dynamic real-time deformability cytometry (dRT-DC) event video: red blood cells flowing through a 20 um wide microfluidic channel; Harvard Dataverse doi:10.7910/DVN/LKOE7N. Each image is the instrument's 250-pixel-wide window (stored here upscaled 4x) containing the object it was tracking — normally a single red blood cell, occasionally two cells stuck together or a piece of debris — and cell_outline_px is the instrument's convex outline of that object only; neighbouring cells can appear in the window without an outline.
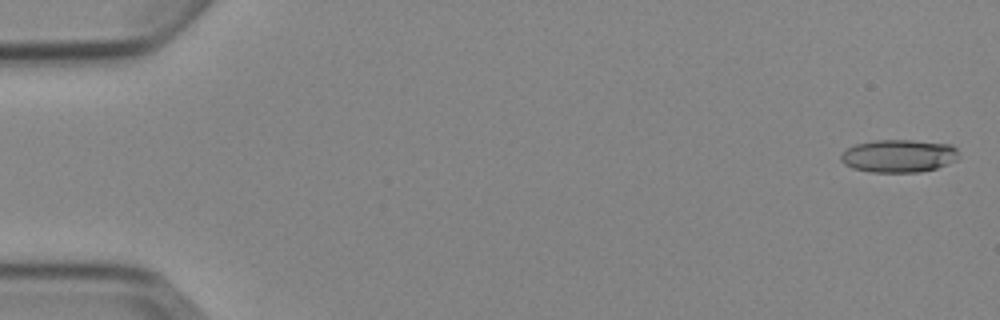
{"species": "Egyptian fruit bat (a non-hibernating species)", "species_latin": "Rousettus aegyptiacus", "temperature_condition": "cold", "stored_images_in_passage": 4, "camera_frame_rate_fps": 3000, "um_per_image_px": 0.085, "animal": {"sex": "female"}, "frame": {"image": 1, "passage_image": 1, "time_ms": 0.0, "image_size_px": [1000, 320], "cell_outline_px": [[960, 156], [956, 160], [948, 164], [936, 168], [920, 172], [872, 172], [852, 168], [844, 164], [840, 160], [840, 156], [848, 148], [856, 144], [872, 140], [912, 140], [952, 144], [956, 148]], "centroid_in_image_um": [76.41, 13.25], "position_along_channel_um": 8.6, "area_um2": 22.72}}
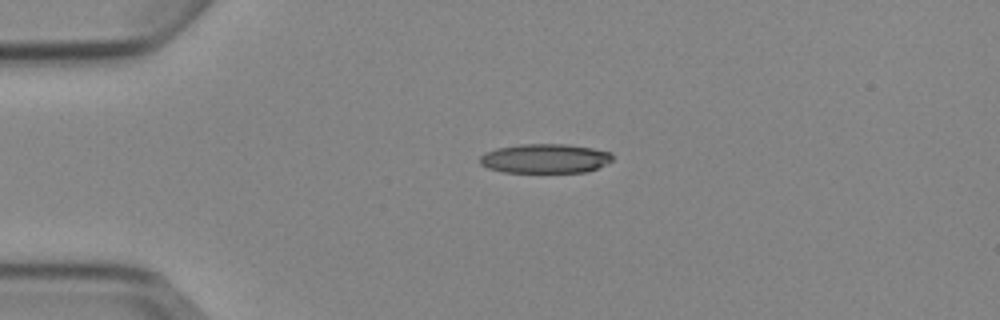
{"frame": {"image": 2, "passage_image": 4, "time_ms": 3.667, "image_size_px": [1000, 320], "cell_outline_px": [[612, 160], [588, 172], [504, 172], [488, 168], [480, 164], [480, 156], [484, 152], [496, 148], [520, 144], [568, 144], [592, 148], [612, 152]], "centroid_in_image_um": [46.31, 13.47], "position_along_channel_um": 38.7, "area_um2": 22.72}}